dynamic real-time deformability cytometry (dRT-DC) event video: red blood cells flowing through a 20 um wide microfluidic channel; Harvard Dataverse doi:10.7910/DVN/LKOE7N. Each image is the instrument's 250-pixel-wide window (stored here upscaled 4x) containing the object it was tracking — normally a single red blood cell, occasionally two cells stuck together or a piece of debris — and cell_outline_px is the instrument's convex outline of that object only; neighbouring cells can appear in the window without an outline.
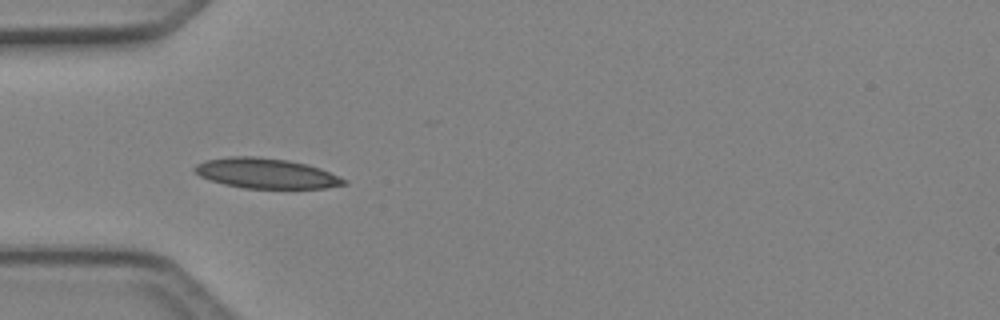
{"species": "Egyptian fruit bat (a non-hibernating species)", "species_latin": "Rousettus aegyptiacus", "temperature_condition": "cold", "stored_images_in_passage": 35, "camera_frame_rate_fps": 3000, "um_per_image_px": 0.085, "animal": {"sex": "female"}, "frame": {"image": 1, "passage_image": 1, "time_ms": 0.0, "image_size_px": [1000, 320], "cell_outline_px": [[348, 184], [324, 188], [244, 188], [224, 184], [200, 176], [192, 168], [196, 164], [204, 160], [232, 156], [256, 156], [288, 160], [308, 164], [320, 168], [348, 180]], "centroid_in_image_um": [22.63, 14.73], "position_along_channel_um": 62.4, "area_um2": 26.24}}
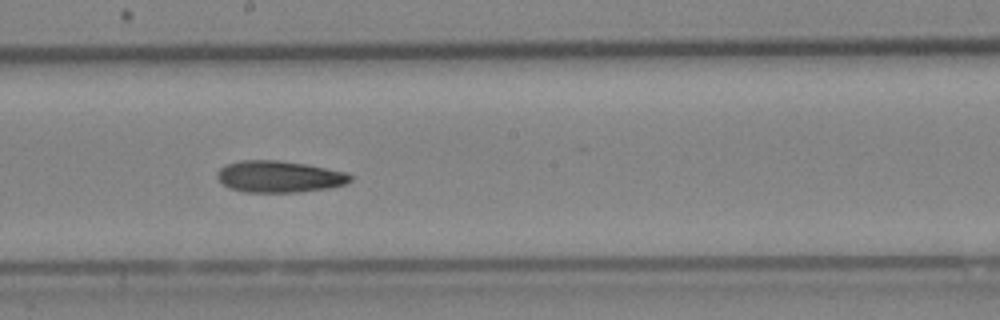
{"frame": {"image": 2, "passage_image": 13, "time_ms": 4.0, "image_size_px": [1000, 320], "cell_outline_px": [[352, 180], [344, 184], [328, 188], [296, 192], [244, 192], [232, 188], [224, 184], [216, 176], [216, 172], [224, 164], [240, 160], [276, 160], [304, 164], [344, 172], [352, 176]], "centroid_in_image_um": [23.68, 15.01], "position_along_channel_um": 224.5, "area_um2": 24.28}}
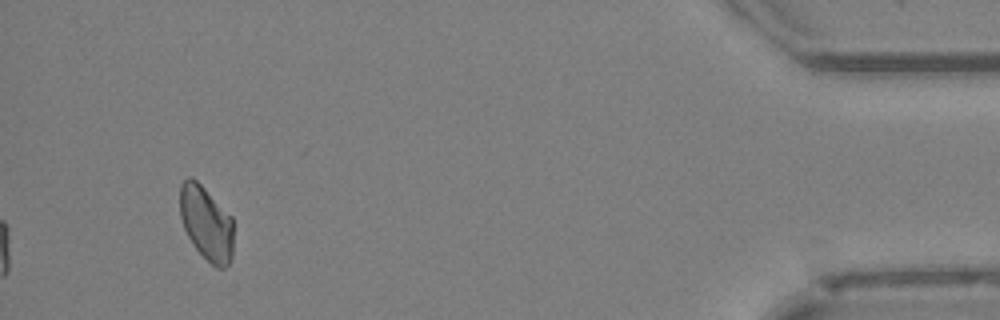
{"frame": {"image": 3, "passage_image": 32, "time_ms": 10.333, "image_size_px": [1000, 320], "cell_outline_px": [[232, 256], [228, 264], [224, 268], [216, 268], [192, 244], [184, 228], [180, 216], [180, 184], [188, 176], [196, 180], [232, 216]], "centroid_in_image_um": [17.53, 18.96], "position_along_channel_um": 417.7, "area_um2": 22.95}}